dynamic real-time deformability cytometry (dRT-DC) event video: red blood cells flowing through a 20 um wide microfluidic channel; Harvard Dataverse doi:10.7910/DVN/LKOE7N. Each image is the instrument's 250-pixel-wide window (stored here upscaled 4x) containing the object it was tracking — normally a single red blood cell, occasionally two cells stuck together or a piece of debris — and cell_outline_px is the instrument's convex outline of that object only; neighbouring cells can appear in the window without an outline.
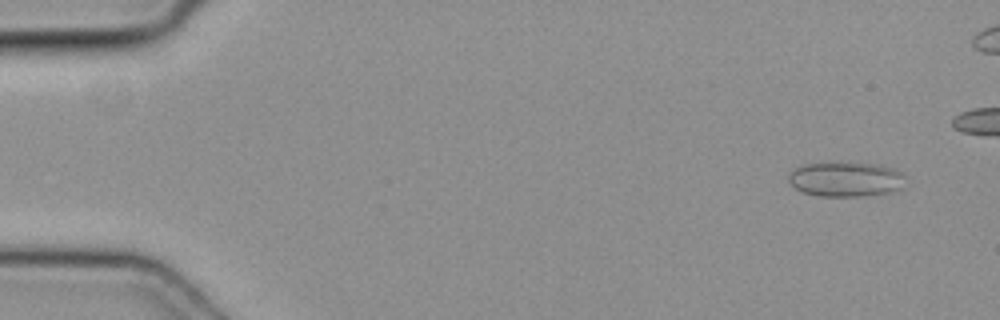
{"species": "common noctule bat (a hibernating species)", "species_latin": "Nyctalus noctula", "temperature_condition": "cold", "stored_images_in_passage": 50, "camera_frame_rate_fps": 3000, "um_per_image_px": 0.085, "animal": {"sex": "female", "body_mass_g": 19.3, "forearm_length_mm": 54.1}, "frame": {"image": 1, "passage_image": 3, "time_ms": 0.667, "image_size_px": [1000, 320], "cell_outline_px": [[904, 176], [896, 188], [888, 192], [864, 196], [820, 196], [804, 192], [796, 188], [788, 180], [788, 176], [792, 168], [804, 164], [840, 160], [848, 160], [876, 164], [892, 168], [904, 172]], "centroid_in_image_um": [71.8, 15.17], "position_along_channel_um": 13.2, "area_um2": 24.04}}
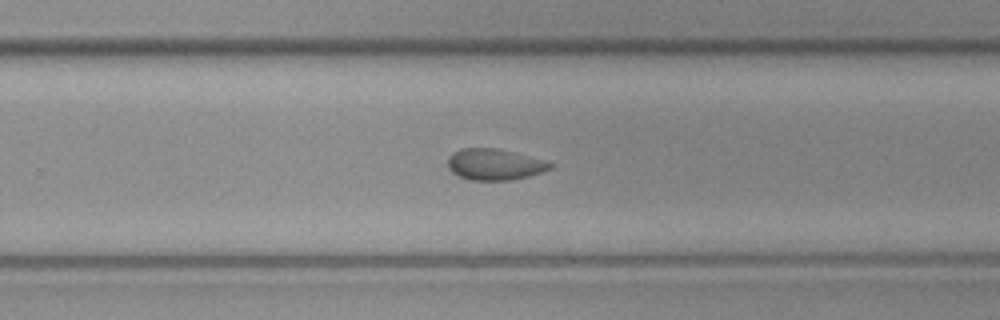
{"frame": {"image": 2, "passage_image": 32, "time_ms": 10.333, "image_size_px": [1000, 320], "cell_outline_px": [[552, 168], [528, 176], [512, 180], [468, 180], [452, 172], [448, 168], [448, 156], [452, 152], [460, 148], [496, 148], [544, 160], [552, 164]], "centroid_in_image_um": [41.98, 13.97], "position_along_channel_um": 287.8, "area_um2": 18.5}}
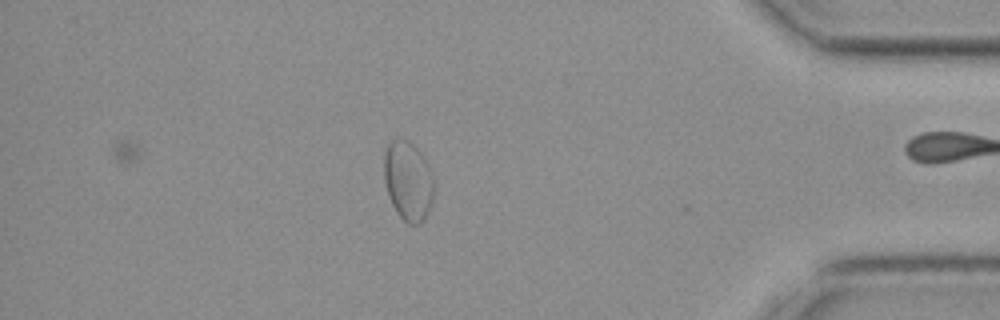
{"frame": {"image": 3, "passage_image": 43, "time_ms": 14.0, "image_size_px": [1000, 320], "cell_outline_px": [[436, 188], [432, 204], [424, 220], [420, 224], [408, 224], [396, 212], [388, 196], [384, 180], [384, 152], [388, 144], [392, 140], [408, 140], [420, 152], [428, 164], [436, 180]], "centroid_in_image_um": [34.73, 15.41], "position_along_channel_um": 400.5, "area_um2": 23.58}}